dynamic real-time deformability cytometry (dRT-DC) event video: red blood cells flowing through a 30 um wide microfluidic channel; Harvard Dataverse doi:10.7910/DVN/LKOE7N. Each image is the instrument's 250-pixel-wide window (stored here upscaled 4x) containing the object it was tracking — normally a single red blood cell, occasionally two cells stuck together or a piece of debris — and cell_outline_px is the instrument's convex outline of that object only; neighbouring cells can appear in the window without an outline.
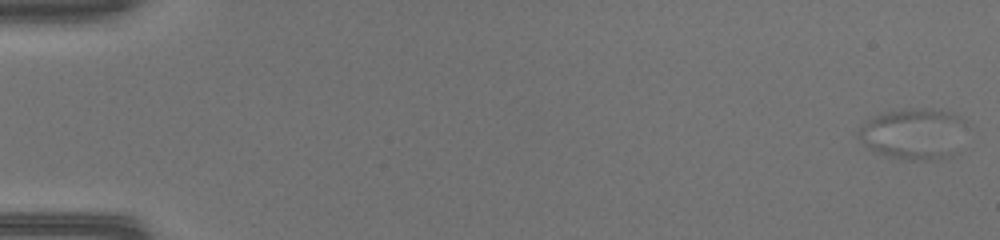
{"species": "common noctule bat (a hibernating species)", "species_latin": "Nyctalus noctula", "temperature_condition": "warm", "stored_images_in_passage": 52, "segment_of_instrument_passage": [1, 2], "camera_frame_rate_fps": 3000, "um_per_image_px": 0.085, "animal": {"sex": "female", "body_mass_g": 17.0, "forearm_length_mm": 48.0}, "frame": {"image": 1, "passage_image": 1, "time_ms": 0.0, "image_size_px": [1000, 240], "cell_outline_px": [[964, 120], [940, 156], [928, 160], [908, 160], [888, 156], [872, 152], [856, 136], [856, 132], [864, 120], [880, 112], [908, 108], [940, 108], [960, 116]], "centroid_in_image_um": [77.33, 11.28], "position_along_channel_um": 7.7, "area_um2": 30.52}}
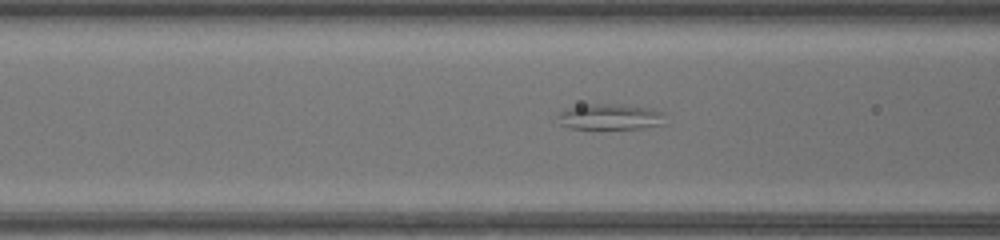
{"frame": {"image": 2, "passage_image": 22, "time_ms": 7.0, "image_size_px": [1000, 240], "cell_outline_px": [[664, 124], [644, 128], [568, 128], [560, 124], [556, 116], [564, 108], [588, 104], [616, 104], [652, 108], [664, 112]], "centroid_in_image_um": [51.85, 9.92], "position_along_channel_um": 114.8, "area_um2": 16.24}}
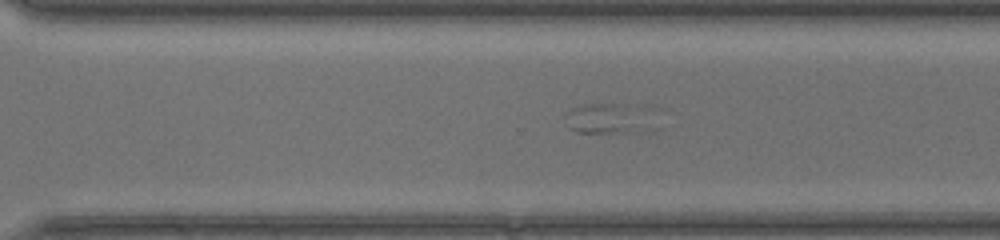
{"frame": {"image": 3, "passage_image": 37, "time_ms": 12.0, "image_size_px": [1000, 240], "cell_outline_px": [[652, 108], [632, 132], [576, 132], [568, 128], [564, 116], [572, 108], [584, 104], [644, 104]], "centroid_in_image_um": [51.52, 9.99], "position_along_channel_um": 319.1, "area_um2": 14.91}}